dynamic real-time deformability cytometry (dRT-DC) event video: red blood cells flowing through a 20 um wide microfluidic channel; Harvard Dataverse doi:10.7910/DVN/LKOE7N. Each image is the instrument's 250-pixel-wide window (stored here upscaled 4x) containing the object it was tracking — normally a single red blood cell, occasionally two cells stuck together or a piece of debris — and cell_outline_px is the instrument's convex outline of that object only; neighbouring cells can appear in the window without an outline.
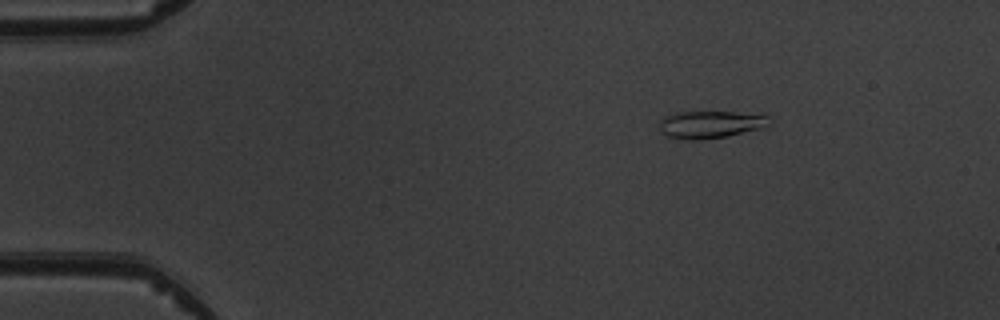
{"species": "common noctule bat (a hibernating species)", "species_latin": "Nyctalus noctula", "temperature_condition": "warm", "stored_images_in_passage": 5, "camera_frame_rate_fps": 3000, "um_per_image_px": 0.085, "animal": {"sex": "male", "body_mass_g": 19.5, "forearm_length_mm": 54.6}, "frame": {"image": 1, "passage_image": 2, "time_ms": 1.0, "image_size_px": [1000, 320], "cell_outline_px": [[768, 116], [764, 128], [728, 136], [696, 140], [688, 140], [668, 136], [660, 128], [660, 120], [664, 116], [676, 112], [764, 112]], "centroid_in_image_um": [60.44, 10.56], "position_along_channel_um": 24.6, "area_um2": 17.63}}
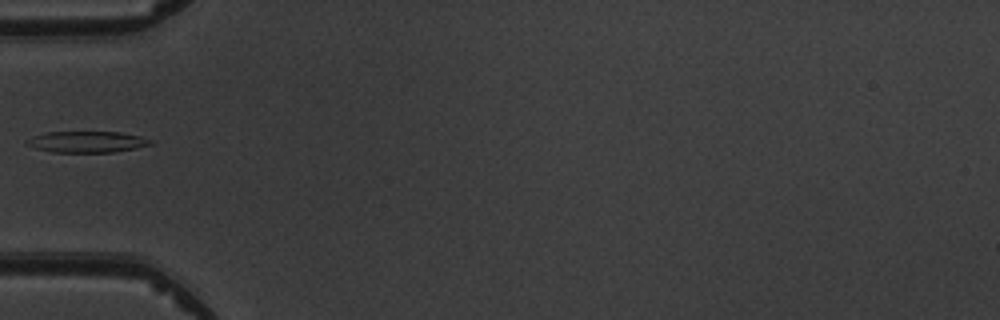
{"frame": {"image": 2, "passage_image": 5, "time_ms": 4.333, "image_size_px": [1000, 320], "cell_outline_px": [[156, 144], [136, 148], [112, 152], [52, 152], [36, 148], [24, 144], [24, 140], [32, 136], [48, 132], [120, 132], [140, 136], [152, 140]], "centroid_in_image_um": [7.39, 12.06], "position_along_channel_um": 77.6, "area_um2": 15.43}}